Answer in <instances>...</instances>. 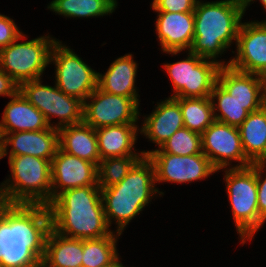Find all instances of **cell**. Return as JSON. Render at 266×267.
<instances>
[{
  "label": "cell",
  "mask_w": 266,
  "mask_h": 267,
  "mask_svg": "<svg viewBox=\"0 0 266 267\" xmlns=\"http://www.w3.org/2000/svg\"><path fill=\"white\" fill-rule=\"evenodd\" d=\"M50 229L47 205L0 202V267H40Z\"/></svg>",
  "instance_id": "obj_1"
},
{
  "label": "cell",
  "mask_w": 266,
  "mask_h": 267,
  "mask_svg": "<svg viewBox=\"0 0 266 267\" xmlns=\"http://www.w3.org/2000/svg\"><path fill=\"white\" fill-rule=\"evenodd\" d=\"M48 207L51 228L63 236L85 240L108 236L114 231L106 221L98 185L66 190Z\"/></svg>",
  "instance_id": "obj_2"
},
{
  "label": "cell",
  "mask_w": 266,
  "mask_h": 267,
  "mask_svg": "<svg viewBox=\"0 0 266 267\" xmlns=\"http://www.w3.org/2000/svg\"><path fill=\"white\" fill-rule=\"evenodd\" d=\"M243 17L241 0H198L194 10V40L189 51L221 66L227 65L217 58L234 41L236 44Z\"/></svg>",
  "instance_id": "obj_3"
},
{
  "label": "cell",
  "mask_w": 266,
  "mask_h": 267,
  "mask_svg": "<svg viewBox=\"0 0 266 267\" xmlns=\"http://www.w3.org/2000/svg\"><path fill=\"white\" fill-rule=\"evenodd\" d=\"M9 178L0 184V202L51 203V161L30 155L9 156Z\"/></svg>",
  "instance_id": "obj_4"
},
{
  "label": "cell",
  "mask_w": 266,
  "mask_h": 267,
  "mask_svg": "<svg viewBox=\"0 0 266 267\" xmlns=\"http://www.w3.org/2000/svg\"><path fill=\"white\" fill-rule=\"evenodd\" d=\"M224 180L232 217L242 245L251 241L265 221L259 216L256 163L244 168H225Z\"/></svg>",
  "instance_id": "obj_5"
},
{
  "label": "cell",
  "mask_w": 266,
  "mask_h": 267,
  "mask_svg": "<svg viewBox=\"0 0 266 267\" xmlns=\"http://www.w3.org/2000/svg\"><path fill=\"white\" fill-rule=\"evenodd\" d=\"M26 38L22 33L13 43L0 49V68L19 86L23 82L42 79L57 41L49 34L18 43Z\"/></svg>",
  "instance_id": "obj_6"
},
{
  "label": "cell",
  "mask_w": 266,
  "mask_h": 267,
  "mask_svg": "<svg viewBox=\"0 0 266 267\" xmlns=\"http://www.w3.org/2000/svg\"><path fill=\"white\" fill-rule=\"evenodd\" d=\"M188 52L186 59L163 65L172 82L174 98L210 97L221 65Z\"/></svg>",
  "instance_id": "obj_7"
},
{
  "label": "cell",
  "mask_w": 266,
  "mask_h": 267,
  "mask_svg": "<svg viewBox=\"0 0 266 267\" xmlns=\"http://www.w3.org/2000/svg\"><path fill=\"white\" fill-rule=\"evenodd\" d=\"M41 79L23 82L19 91L34 105L46 118L52 128L59 129L64 126L83 122V102L62 92L56 84L52 87L43 85ZM53 117L59 122L51 123Z\"/></svg>",
  "instance_id": "obj_8"
},
{
  "label": "cell",
  "mask_w": 266,
  "mask_h": 267,
  "mask_svg": "<svg viewBox=\"0 0 266 267\" xmlns=\"http://www.w3.org/2000/svg\"><path fill=\"white\" fill-rule=\"evenodd\" d=\"M52 63L56 68L55 84L66 95L84 102L97 88L98 72L58 39L51 50Z\"/></svg>",
  "instance_id": "obj_9"
},
{
  "label": "cell",
  "mask_w": 266,
  "mask_h": 267,
  "mask_svg": "<svg viewBox=\"0 0 266 267\" xmlns=\"http://www.w3.org/2000/svg\"><path fill=\"white\" fill-rule=\"evenodd\" d=\"M139 104V98L109 94L97 87L83 102V122L95 130L106 126L137 124L141 116Z\"/></svg>",
  "instance_id": "obj_10"
},
{
  "label": "cell",
  "mask_w": 266,
  "mask_h": 267,
  "mask_svg": "<svg viewBox=\"0 0 266 267\" xmlns=\"http://www.w3.org/2000/svg\"><path fill=\"white\" fill-rule=\"evenodd\" d=\"M201 143L203 154L217 172L225 168H244L253 164L243 151L238 127L215 120L201 134ZM233 161L238 162L236 166L231 165Z\"/></svg>",
  "instance_id": "obj_11"
},
{
  "label": "cell",
  "mask_w": 266,
  "mask_h": 267,
  "mask_svg": "<svg viewBox=\"0 0 266 267\" xmlns=\"http://www.w3.org/2000/svg\"><path fill=\"white\" fill-rule=\"evenodd\" d=\"M141 152L153 163L156 183H192L217 172L204 154L178 156L158 148Z\"/></svg>",
  "instance_id": "obj_12"
},
{
  "label": "cell",
  "mask_w": 266,
  "mask_h": 267,
  "mask_svg": "<svg viewBox=\"0 0 266 267\" xmlns=\"http://www.w3.org/2000/svg\"><path fill=\"white\" fill-rule=\"evenodd\" d=\"M236 54L227 61L234 69L266 75V20L242 22L239 28Z\"/></svg>",
  "instance_id": "obj_13"
},
{
  "label": "cell",
  "mask_w": 266,
  "mask_h": 267,
  "mask_svg": "<svg viewBox=\"0 0 266 267\" xmlns=\"http://www.w3.org/2000/svg\"><path fill=\"white\" fill-rule=\"evenodd\" d=\"M98 185L97 165L58 148L51 161V202L62 192Z\"/></svg>",
  "instance_id": "obj_14"
},
{
  "label": "cell",
  "mask_w": 266,
  "mask_h": 267,
  "mask_svg": "<svg viewBox=\"0 0 266 267\" xmlns=\"http://www.w3.org/2000/svg\"><path fill=\"white\" fill-rule=\"evenodd\" d=\"M9 156L30 155L52 161L59 148V131L49 127L40 131L7 133L0 139L1 159Z\"/></svg>",
  "instance_id": "obj_15"
},
{
  "label": "cell",
  "mask_w": 266,
  "mask_h": 267,
  "mask_svg": "<svg viewBox=\"0 0 266 267\" xmlns=\"http://www.w3.org/2000/svg\"><path fill=\"white\" fill-rule=\"evenodd\" d=\"M156 34L161 51L171 55L187 53L194 40V12H156Z\"/></svg>",
  "instance_id": "obj_16"
},
{
  "label": "cell",
  "mask_w": 266,
  "mask_h": 267,
  "mask_svg": "<svg viewBox=\"0 0 266 267\" xmlns=\"http://www.w3.org/2000/svg\"><path fill=\"white\" fill-rule=\"evenodd\" d=\"M155 170L147 156H143L117 184L101 189L102 197L153 198L164 192L156 188Z\"/></svg>",
  "instance_id": "obj_17"
},
{
  "label": "cell",
  "mask_w": 266,
  "mask_h": 267,
  "mask_svg": "<svg viewBox=\"0 0 266 267\" xmlns=\"http://www.w3.org/2000/svg\"><path fill=\"white\" fill-rule=\"evenodd\" d=\"M139 133L158 148L177 130L184 127V120L179 102L174 97L157 102V106L150 115L144 116Z\"/></svg>",
  "instance_id": "obj_18"
},
{
  "label": "cell",
  "mask_w": 266,
  "mask_h": 267,
  "mask_svg": "<svg viewBox=\"0 0 266 267\" xmlns=\"http://www.w3.org/2000/svg\"><path fill=\"white\" fill-rule=\"evenodd\" d=\"M44 115L18 91L4 108L0 122V139L7 133L48 129Z\"/></svg>",
  "instance_id": "obj_19"
},
{
  "label": "cell",
  "mask_w": 266,
  "mask_h": 267,
  "mask_svg": "<svg viewBox=\"0 0 266 267\" xmlns=\"http://www.w3.org/2000/svg\"><path fill=\"white\" fill-rule=\"evenodd\" d=\"M137 65L132 54L117 58L104 74L98 72L97 87L109 94L139 98L135 87Z\"/></svg>",
  "instance_id": "obj_20"
},
{
  "label": "cell",
  "mask_w": 266,
  "mask_h": 267,
  "mask_svg": "<svg viewBox=\"0 0 266 267\" xmlns=\"http://www.w3.org/2000/svg\"><path fill=\"white\" fill-rule=\"evenodd\" d=\"M217 82L238 101H266L264 76L246 73L230 65L220 67Z\"/></svg>",
  "instance_id": "obj_21"
},
{
  "label": "cell",
  "mask_w": 266,
  "mask_h": 267,
  "mask_svg": "<svg viewBox=\"0 0 266 267\" xmlns=\"http://www.w3.org/2000/svg\"><path fill=\"white\" fill-rule=\"evenodd\" d=\"M59 131V148L76 157L99 165L101 161L95 129L84 122L64 126Z\"/></svg>",
  "instance_id": "obj_22"
},
{
  "label": "cell",
  "mask_w": 266,
  "mask_h": 267,
  "mask_svg": "<svg viewBox=\"0 0 266 267\" xmlns=\"http://www.w3.org/2000/svg\"><path fill=\"white\" fill-rule=\"evenodd\" d=\"M139 125L122 124L95 130L100 158L143 155L134 148L139 134Z\"/></svg>",
  "instance_id": "obj_23"
},
{
  "label": "cell",
  "mask_w": 266,
  "mask_h": 267,
  "mask_svg": "<svg viewBox=\"0 0 266 267\" xmlns=\"http://www.w3.org/2000/svg\"><path fill=\"white\" fill-rule=\"evenodd\" d=\"M83 240L69 238L50 229L40 267H82Z\"/></svg>",
  "instance_id": "obj_24"
},
{
  "label": "cell",
  "mask_w": 266,
  "mask_h": 267,
  "mask_svg": "<svg viewBox=\"0 0 266 267\" xmlns=\"http://www.w3.org/2000/svg\"><path fill=\"white\" fill-rule=\"evenodd\" d=\"M210 98L213 105L215 120L235 127H239L250 112L260 109L266 102L238 101L218 82L213 86Z\"/></svg>",
  "instance_id": "obj_25"
},
{
  "label": "cell",
  "mask_w": 266,
  "mask_h": 267,
  "mask_svg": "<svg viewBox=\"0 0 266 267\" xmlns=\"http://www.w3.org/2000/svg\"><path fill=\"white\" fill-rule=\"evenodd\" d=\"M243 151L252 162H266V102L238 127Z\"/></svg>",
  "instance_id": "obj_26"
},
{
  "label": "cell",
  "mask_w": 266,
  "mask_h": 267,
  "mask_svg": "<svg viewBox=\"0 0 266 267\" xmlns=\"http://www.w3.org/2000/svg\"><path fill=\"white\" fill-rule=\"evenodd\" d=\"M117 0H52L47 8L65 18H90L112 14Z\"/></svg>",
  "instance_id": "obj_27"
},
{
  "label": "cell",
  "mask_w": 266,
  "mask_h": 267,
  "mask_svg": "<svg viewBox=\"0 0 266 267\" xmlns=\"http://www.w3.org/2000/svg\"><path fill=\"white\" fill-rule=\"evenodd\" d=\"M153 198L102 197L104 212L108 226L113 221L117 225L116 232L122 234L127 225L152 202ZM113 220V221H112Z\"/></svg>",
  "instance_id": "obj_28"
},
{
  "label": "cell",
  "mask_w": 266,
  "mask_h": 267,
  "mask_svg": "<svg viewBox=\"0 0 266 267\" xmlns=\"http://www.w3.org/2000/svg\"><path fill=\"white\" fill-rule=\"evenodd\" d=\"M122 234L113 231L110 235L83 240L82 267H104L119 255L117 242Z\"/></svg>",
  "instance_id": "obj_29"
},
{
  "label": "cell",
  "mask_w": 266,
  "mask_h": 267,
  "mask_svg": "<svg viewBox=\"0 0 266 267\" xmlns=\"http://www.w3.org/2000/svg\"><path fill=\"white\" fill-rule=\"evenodd\" d=\"M179 104L184 120V127L202 134L215 121L210 97L175 98Z\"/></svg>",
  "instance_id": "obj_30"
},
{
  "label": "cell",
  "mask_w": 266,
  "mask_h": 267,
  "mask_svg": "<svg viewBox=\"0 0 266 267\" xmlns=\"http://www.w3.org/2000/svg\"><path fill=\"white\" fill-rule=\"evenodd\" d=\"M144 155H128L102 159L97 166L100 189L119 183Z\"/></svg>",
  "instance_id": "obj_31"
},
{
  "label": "cell",
  "mask_w": 266,
  "mask_h": 267,
  "mask_svg": "<svg viewBox=\"0 0 266 267\" xmlns=\"http://www.w3.org/2000/svg\"><path fill=\"white\" fill-rule=\"evenodd\" d=\"M159 149L162 152L178 156L203 154L201 134L182 127L170 136Z\"/></svg>",
  "instance_id": "obj_32"
},
{
  "label": "cell",
  "mask_w": 266,
  "mask_h": 267,
  "mask_svg": "<svg viewBox=\"0 0 266 267\" xmlns=\"http://www.w3.org/2000/svg\"><path fill=\"white\" fill-rule=\"evenodd\" d=\"M198 0H153L155 12H194Z\"/></svg>",
  "instance_id": "obj_33"
},
{
  "label": "cell",
  "mask_w": 266,
  "mask_h": 267,
  "mask_svg": "<svg viewBox=\"0 0 266 267\" xmlns=\"http://www.w3.org/2000/svg\"><path fill=\"white\" fill-rule=\"evenodd\" d=\"M256 181L259 216L266 222V162H256Z\"/></svg>",
  "instance_id": "obj_34"
},
{
  "label": "cell",
  "mask_w": 266,
  "mask_h": 267,
  "mask_svg": "<svg viewBox=\"0 0 266 267\" xmlns=\"http://www.w3.org/2000/svg\"><path fill=\"white\" fill-rule=\"evenodd\" d=\"M22 33L13 19L0 14V49L13 43Z\"/></svg>",
  "instance_id": "obj_35"
},
{
  "label": "cell",
  "mask_w": 266,
  "mask_h": 267,
  "mask_svg": "<svg viewBox=\"0 0 266 267\" xmlns=\"http://www.w3.org/2000/svg\"><path fill=\"white\" fill-rule=\"evenodd\" d=\"M19 91V85L10 75L0 68V96L13 97Z\"/></svg>",
  "instance_id": "obj_36"
},
{
  "label": "cell",
  "mask_w": 266,
  "mask_h": 267,
  "mask_svg": "<svg viewBox=\"0 0 266 267\" xmlns=\"http://www.w3.org/2000/svg\"><path fill=\"white\" fill-rule=\"evenodd\" d=\"M254 0H241L242 6H243V11L244 14L246 12V9L248 6H250L251 2H253ZM262 4V6L264 7V9L266 10V0H259ZM266 12V11H265Z\"/></svg>",
  "instance_id": "obj_37"
},
{
  "label": "cell",
  "mask_w": 266,
  "mask_h": 267,
  "mask_svg": "<svg viewBox=\"0 0 266 267\" xmlns=\"http://www.w3.org/2000/svg\"><path fill=\"white\" fill-rule=\"evenodd\" d=\"M120 258L119 256L114 260L112 261L109 265L107 266H104V267H125L123 266L122 262L119 261Z\"/></svg>",
  "instance_id": "obj_38"
},
{
  "label": "cell",
  "mask_w": 266,
  "mask_h": 267,
  "mask_svg": "<svg viewBox=\"0 0 266 267\" xmlns=\"http://www.w3.org/2000/svg\"><path fill=\"white\" fill-rule=\"evenodd\" d=\"M264 82H265V99H266V75L264 76Z\"/></svg>",
  "instance_id": "obj_39"
}]
</instances>
